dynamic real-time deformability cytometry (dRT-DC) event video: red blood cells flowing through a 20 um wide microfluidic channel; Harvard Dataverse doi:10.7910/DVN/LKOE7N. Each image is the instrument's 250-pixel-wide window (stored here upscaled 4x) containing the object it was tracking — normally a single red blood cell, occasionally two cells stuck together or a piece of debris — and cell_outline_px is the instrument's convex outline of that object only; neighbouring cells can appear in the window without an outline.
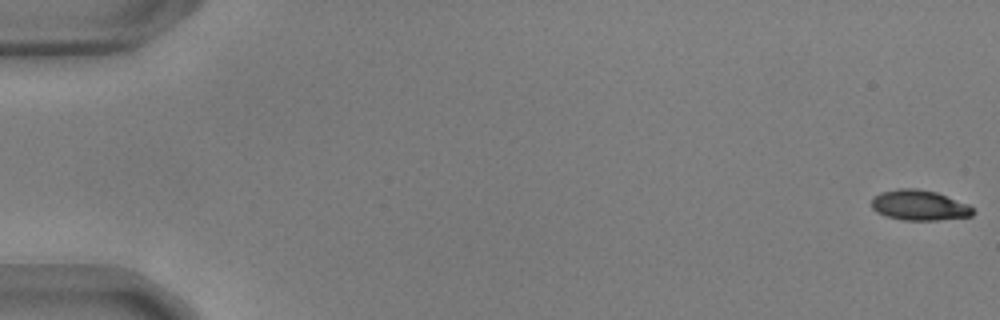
{"species": "common noctule bat (a hibernating species)", "species_latin": "Nyctalus noctula", "temperature_condition": "warm", "stored_images_in_passage": 15, "camera_frame_rate_fps": 3000, "um_per_image_px": 0.085, "animal": {"sex": "male", "body_mass_g": 17.9, "forearm_length_mm": 54.2}, "frame": {"image": 1, "passage_image": 1, "time_ms": 0.0, "image_size_px": [1000, 320], "cell_outline_px": [[976, 212], [972, 216], [936, 220], [904, 220], [884, 216], [876, 212], [872, 208], [872, 200], [880, 192], [900, 188], [916, 188], [936, 192], [968, 204]], "centroid_in_image_um": [78.14, 17.45], "position_along_channel_um": 6.9, "area_um2": 17.92}}
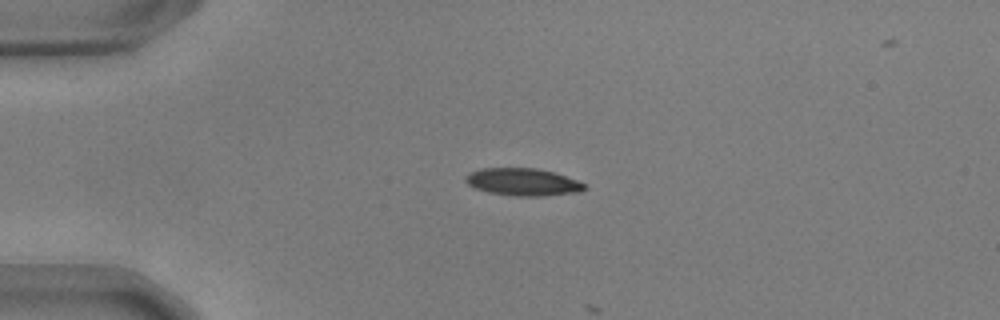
{"frame": {"image": 2, "passage_image": 14, "time_ms": 4.333, "image_size_px": [1000, 320], "cell_outline_px": [[588, 188], [580, 192], [544, 196], [516, 196], [488, 192], [476, 188], [468, 184], [464, 180], [464, 176], [468, 172], [480, 168], [536, 168], [552, 172], [588, 184]], "centroid_in_image_um": [44.44, 15.47], "position_along_channel_um": 40.6, "area_um2": 19.13}}